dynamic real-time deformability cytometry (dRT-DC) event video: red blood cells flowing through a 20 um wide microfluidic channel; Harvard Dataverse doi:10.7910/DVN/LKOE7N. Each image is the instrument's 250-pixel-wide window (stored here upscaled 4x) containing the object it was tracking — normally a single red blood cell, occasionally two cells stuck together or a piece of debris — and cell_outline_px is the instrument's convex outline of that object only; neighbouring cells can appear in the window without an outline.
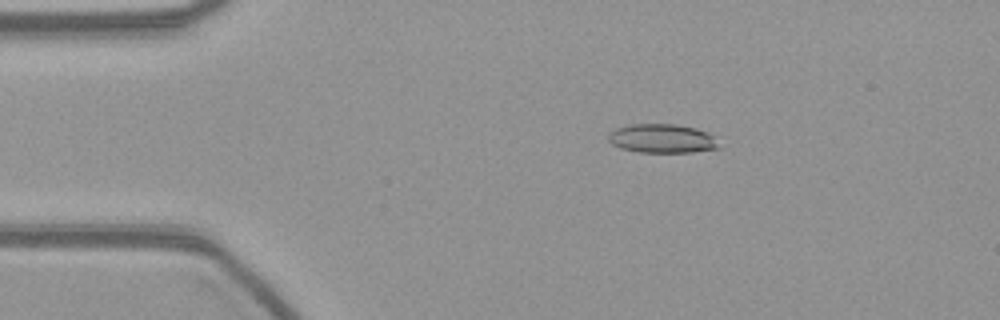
{"species": "common noctule bat (a hibernating species)", "species_latin": "Nyctalus noctula", "temperature_condition": "warm", "stored_images_in_passage": 54, "camera_frame_rate_fps": 3000, "um_per_image_px": 0.085, "animal": {"sex": "female", "body_mass_g": 21.9}, "frame": {"image": 1, "passage_image": 9, "time_ms": 2.667, "image_size_px": [1000, 320], "cell_outline_px": [[720, 148], [692, 152], [640, 152], [620, 148], [612, 144], [608, 140], [608, 132], [616, 128], [628, 124], [676, 124], [696, 128], [708, 132], [712, 136]], "centroid_in_image_um": [56.23, 11.76], "position_along_channel_um": 28.8, "area_um2": 18.67}}
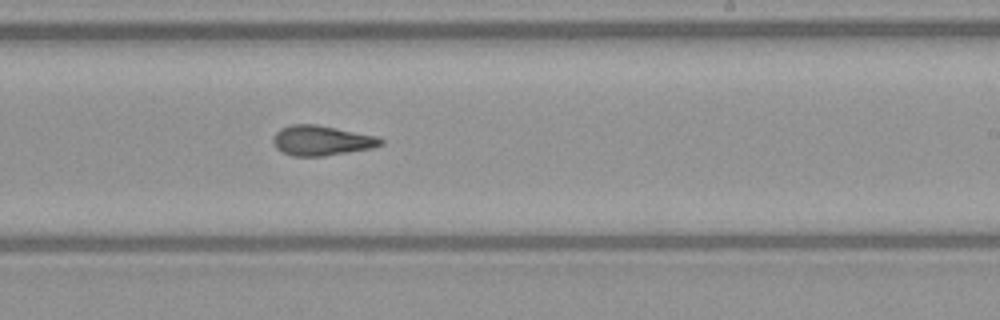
{"frame": {"image": 2, "passage_image": 32, "time_ms": 10.333, "image_size_px": [1000, 320], "cell_outline_px": [[384, 144], [372, 148], [324, 156], [292, 156], [276, 148], [272, 140], [272, 136], [280, 128], [292, 124], [316, 124], [376, 136], [384, 140]], "centroid_in_image_um": [27.31, 11.94], "position_along_channel_um": 261.7, "area_um2": 18.79}}
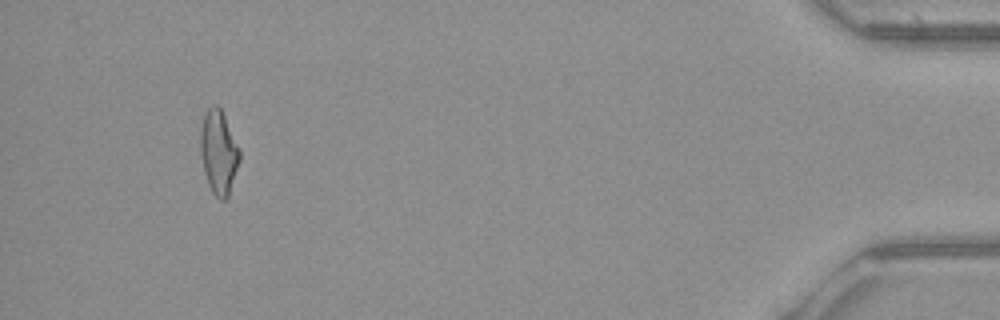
{"frame": {"image": 3, "passage_image": 51, "time_ms": 16.667, "image_size_px": [1000, 320], "cell_outline_px": [[240, 160], [228, 196], [224, 200], [220, 200], [212, 192], [208, 184], [200, 152], [200, 128], [204, 116], [208, 108], [212, 104], [216, 104], [220, 108], [240, 148]], "centroid_in_image_um": [18.59, 12.92], "position_along_channel_um": 416.6, "area_um2": 19.02}}